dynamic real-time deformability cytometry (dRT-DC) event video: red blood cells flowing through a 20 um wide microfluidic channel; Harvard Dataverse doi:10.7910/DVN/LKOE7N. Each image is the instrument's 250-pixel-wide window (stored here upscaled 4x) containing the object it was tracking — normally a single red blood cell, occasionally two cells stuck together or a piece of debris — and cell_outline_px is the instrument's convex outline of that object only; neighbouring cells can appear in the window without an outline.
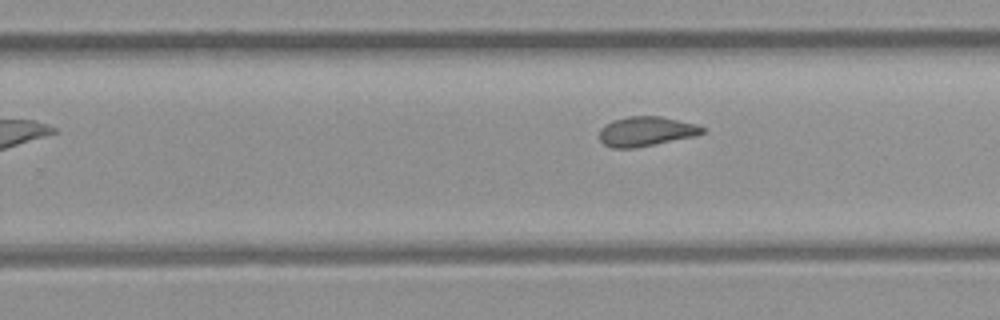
{"species": "common noctule bat (a hibernating species)", "species_latin": "Nyctalus noctula", "temperature_condition": "room temperature", "stored_images_in_passage": 11, "camera_frame_rate_fps": 3000, "um_per_image_px": 0.085, "animal": {"sex": "female", "body_mass_g": 21.9}, "frame": {"image": 1, "passage_image": 11, "time_ms": 12.333, "image_size_px": [1000, 320], "cell_outline_px": [[704, 132], [696, 136], [636, 148], [612, 148], [604, 144], [600, 140], [600, 128], [604, 124], [612, 120], [628, 116], [660, 116], [696, 124], [704, 128]], "centroid_in_image_um": [54.89, 11.17], "position_along_channel_um": 274.9, "area_um2": 17.86}}